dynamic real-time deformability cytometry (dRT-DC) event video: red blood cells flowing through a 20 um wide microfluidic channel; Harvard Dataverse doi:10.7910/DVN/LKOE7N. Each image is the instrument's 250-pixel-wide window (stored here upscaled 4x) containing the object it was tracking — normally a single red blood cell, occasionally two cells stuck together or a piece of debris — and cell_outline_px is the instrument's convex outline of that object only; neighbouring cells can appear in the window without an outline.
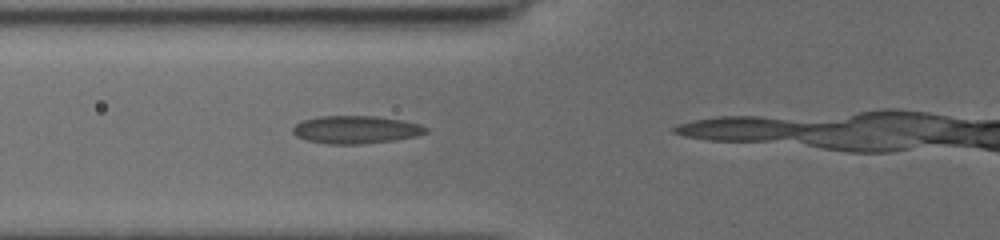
{"species": "common noctule bat (a hibernating species)", "species_latin": "Nyctalus noctula", "temperature_condition": "cold", "stored_images_in_passage": 6, "camera_frame_rate_fps": 3000, "um_per_image_px": 0.085, "animal": {"sex": "female", "body_mass_g": 19.5, "forearm_length_mm": 54.1}, "frame": {"image": 1, "passage_image": 2, "time_ms": 1.0, "image_size_px": [1000, 240], "cell_outline_px": [[428, 132], [416, 136], [396, 140], [360, 144], [328, 144], [308, 140], [296, 136], [292, 132], [292, 128], [296, 124], [304, 120], [320, 116], [376, 116], [404, 120], [420, 124], [428, 128]], "centroid_in_image_um": [30.28, 11.02], "position_along_channel_um": 95.5, "area_um2": 21.62}}